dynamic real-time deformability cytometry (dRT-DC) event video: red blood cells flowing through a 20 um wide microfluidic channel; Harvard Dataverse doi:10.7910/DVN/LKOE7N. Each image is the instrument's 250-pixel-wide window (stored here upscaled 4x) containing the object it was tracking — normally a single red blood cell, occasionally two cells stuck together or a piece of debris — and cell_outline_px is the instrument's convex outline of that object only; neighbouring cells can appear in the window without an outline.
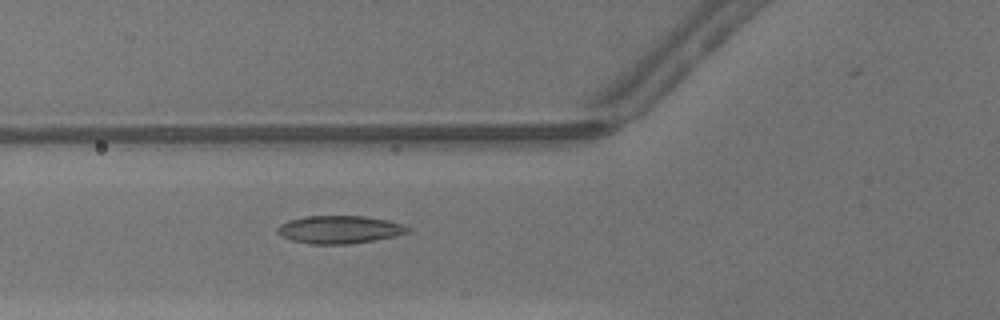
{"species": "common noctule bat (a hibernating species)", "species_latin": "Nyctalus noctula", "temperature_condition": "warm", "stored_images_in_passage": 36, "camera_frame_rate_fps": 3000, "um_per_image_px": 0.085, "animal": {"sex": "male", "body_mass_g": 13.3}, "frame": {"image": 1, "passage_image": 6, "time_ms": 1.667, "image_size_px": [1000, 320], "cell_outline_px": [[412, 228], [408, 232], [392, 236], [372, 240], [348, 244], [308, 244], [292, 240], [280, 236], [276, 232], [276, 228], [280, 224], [288, 220], [308, 216], [364, 216], [388, 220], [404, 224]], "centroid_in_image_um": [28.82, 19.51], "position_along_channel_um": 97.0, "area_um2": 21.15}}
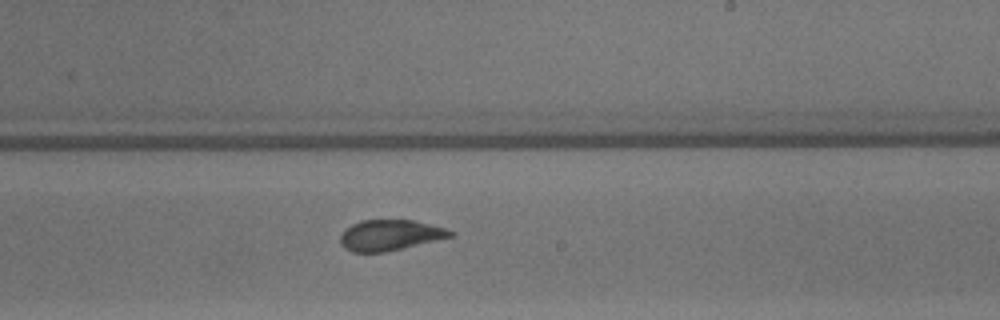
{"frame": {"image": 2, "passage_image": 17, "time_ms": 5.333, "image_size_px": [1000, 320], "cell_outline_px": [[456, 232], [452, 236], [436, 240], [384, 252], [352, 252], [344, 248], [340, 244], [340, 236], [344, 228], [360, 220], [416, 220], [444, 228]], "centroid_in_image_um": [33.1, 19.98], "position_along_channel_um": 255.9, "area_um2": 19.65}}
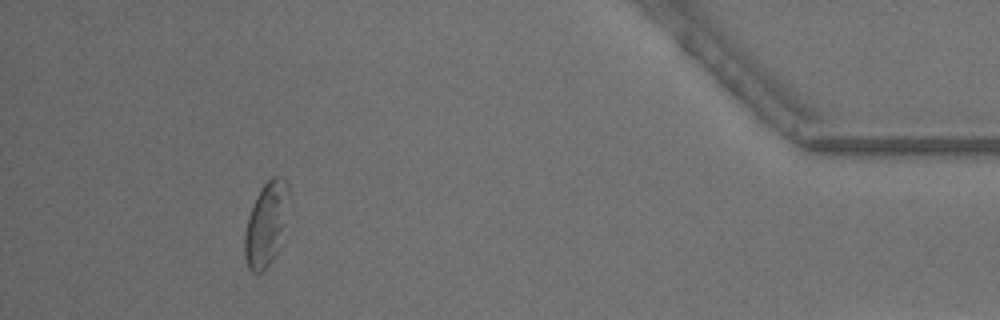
{"frame": {"image": 3, "passage_image": 32, "time_ms": 10.333, "image_size_px": [1000, 320], "cell_outline_px": [[288, 192], [284, 224], [276, 252], [268, 264], [260, 272], [252, 272], [248, 268], [244, 256], [244, 236], [248, 216], [260, 188], [272, 176], [284, 176], [288, 180]], "centroid_in_image_um": [22.59, 18.99], "position_along_channel_um": 412.6, "area_um2": 21.04}, "authors_computed_cell_mechanics": {"area_um2": 20.5768, "velocity_mm_per_s": 4.3253, "shape_relaxation_time_tau1_ms": 3.6797, "shape_relaxation_time_tau2_ms": 1.4823, "deformation_change_tau1": 0.132, "deformation_change_tau2": 0.0634}}